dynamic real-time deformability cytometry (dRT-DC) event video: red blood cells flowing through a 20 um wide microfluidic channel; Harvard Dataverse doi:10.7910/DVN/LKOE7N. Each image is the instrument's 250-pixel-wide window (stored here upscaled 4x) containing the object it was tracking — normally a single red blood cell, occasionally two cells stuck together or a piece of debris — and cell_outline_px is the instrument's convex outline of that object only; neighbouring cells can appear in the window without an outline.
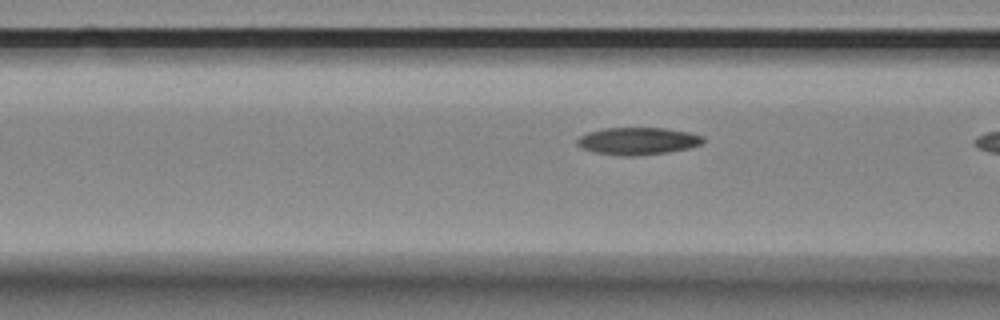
{"species": "Egyptian fruit bat (a non-hibernating species)", "species_latin": "Rousettus aegyptiacus", "temperature_condition": "room temperature", "stored_images_in_passage": 15, "camera_frame_rate_fps": 3000, "um_per_image_px": 0.085, "animal": {"sex": "female"}, "frame": {"image": 1, "passage_image": 14, "time_ms": 4.333, "image_size_px": [1000, 320], "cell_outline_px": [[704, 144], [688, 148], [668, 152], [636, 156], [624, 156], [596, 152], [584, 148], [576, 144], [576, 140], [580, 136], [588, 132], [604, 128], [664, 128], [688, 132], [704, 136]], "centroid_in_image_um": [54.24, 11.98], "position_along_channel_um": 112.4, "area_um2": 20.0}}